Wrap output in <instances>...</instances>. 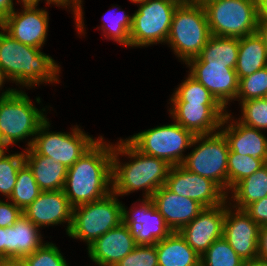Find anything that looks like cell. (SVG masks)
I'll list each match as a JSON object with an SVG mask.
<instances>
[{
	"instance_id": "cell-7",
	"label": "cell",
	"mask_w": 267,
	"mask_h": 266,
	"mask_svg": "<svg viewBox=\"0 0 267 266\" xmlns=\"http://www.w3.org/2000/svg\"><path fill=\"white\" fill-rule=\"evenodd\" d=\"M191 146L195 148L185 155L182 166L214 181L227 194L229 145L224 134L219 130L212 134L195 135Z\"/></svg>"
},
{
	"instance_id": "cell-19",
	"label": "cell",
	"mask_w": 267,
	"mask_h": 266,
	"mask_svg": "<svg viewBox=\"0 0 267 266\" xmlns=\"http://www.w3.org/2000/svg\"><path fill=\"white\" fill-rule=\"evenodd\" d=\"M186 65L190 68L189 74L199 81L225 109L229 102L236 100L239 79L235 68L217 64Z\"/></svg>"
},
{
	"instance_id": "cell-40",
	"label": "cell",
	"mask_w": 267,
	"mask_h": 266,
	"mask_svg": "<svg viewBox=\"0 0 267 266\" xmlns=\"http://www.w3.org/2000/svg\"><path fill=\"white\" fill-rule=\"evenodd\" d=\"M22 215V210L11 201L0 200V227L12 226Z\"/></svg>"
},
{
	"instance_id": "cell-50",
	"label": "cell",
	"mask_w": 267,
	"mask_h": 266,
	"mask_svg": "<svg viewBox=\"0 0 267 266\" xmlns=\"http://www.w3.org/2000/svg\"><path fill=\"white\" fill-rule=\"evenodd\" d=\"M211 1H214V0H192V2L200 4L202 6H204L205 4H207V3L211 2Z\"/></svg>"
},
{
	"instance_id": "cell-32",
	"label": "cell",
	"mask_w": 267,
	"mask_h": 266,
	"mask_svg": "<svg viewBox=\"0 0 267 266\" xmlns=\"http://www.w3.org/2000/svg\"><path fill=\"white\" fill-rule=\"evenodd\" d=\"M243 263L224 237L214 241L200 256L201 266H243Z\"/></svg>"
},
{
	"instance_id": "cell-54",
	"label": "cell",
	"mask_w": 267,
	"mask_h": 266,
	"mask_svg": "<svg viewBox=\"0 0 267 266\" xmlns=\"http://www.w3.org/2000/svg\"><path fill=\"white\" fill-rule=\"evenodd\" d=\"M178 1L179 3H189V2H192V0H176Z\"/></svg>"
},
{
	"instance_id": "cell-24",
	"label": "cell",
	"mask_w": 267,
	"mask_h": 266,
	"mask_svg": "<svg viewBox=\"0 0 267 266\" xmlns=\"http://www.w3.org/2000/svg\"><path fill=\"white\" fill-rule=\"evenodd\" d=\"M25 149L24 162L32 170L40 189L42 191L63 190L68 168L50 157L39 155L32 147Z\"/></svg>"
},
{
	"instance_id": "cell-28",
	"label": "cell",
	"mask_w": 267,
	"mask_h": 266,
	"mask_svg": "<svg viewBox=\"0 0 267 266\" xmlns=\"http://www.w3.org/2000/svg\"><path fill=\"white\" fill-rule=\"evenodd\" d=\"M230 205L237 209L244 210L248 205L255 201L267 197V168L263 166L252 175L243 178L231 189ZM236 202V203H235Z\"/></svg>"
},
{
	"instance_id": "cell-48",
	"label": "cell",
	"mask_w": 267,
	"mask_h": 266,
	"mask_svg": "<svg viewBox=\"0 0 267 266\" xmlns=\"http://www.w3.org/2000/svg\"><path fill=\"white\" fill-rule=\"evenodd\" d=\"M41 0H17V3H22L21 5H37Z\"/></svg>"
},
{
	"instance_id": "cell-8",
	"label": "cell",
	"mask_w": 267,
	"mask_h": 266,
	"mask_svg": "<svg viewBox=\"0 0 267 266\" xmlns=\"http://www.w3.org/2000/svg\"><path fill=\"white\" fill-rule=\"evenodd\" d=\"M204 9L211 35L241 38L257 31L256 0H214Z\"/></svg>"
},
{
	"instance_id": "cell-44",
	"label": "cell",
	"mask_w": 267,
	"mask_h": 266,
	"mask_svg": "<svg viewBox=\"0 0 267 266\" xmlns=\"http://www.w3.org/2000/svg\"><path fill=\"white\" fill-rule=\"evenodd\" d=\"M256 33L262 38L267 48V19H258Z\"/></svg>"
},
{
	"instance_id": "cell-42",
	"label": "cell",
	"mask_w": 267,
	"mask_h": 266,
	"mask_svg": "<svg viewBox=\"0 0 267 266\" xmlns=\"http://www.w3.org/2000/svg\"><path fill=\"white\" fill-rule=\"evenodd\" d=\"M258 258L267 261V226H262L258 241Z\"/></svg>"
},
{
	"instance_id": "cell-11",
	"label": "cell",
	"mask_w": 267,
	"mask_h": 266,
	"mask_svg": "<svg viewBox=\"0 0 267 266\" xmlns=\"http://www.w3.org/2000/svg\"><path fill=\"white\" fill-rule=\"evenodd\" d=\"M48 120L39 127L31 147L39 155L50 157L66 168L75 164L100 138L93 139L77 125L69 133L49 131Z\"/></svg>"
},
{
	"instance_id": "cell-52",
	"label": "cell",
	"mask_w": 267,
	"mask_h": 266,
	"mask_svg": "<svg viewBox=\"0 0 267 266\" xmlns=\"http://www.w3.org/2000/svg\"><path fill=\"white\" fill-rule=\"evenodd\" d=\"M10 264L3 258L0 257V266H9Z\"/></svg>"
},
{
	"instance_id": "cell-49",
	"label": "cell",
	"mask_w": 267,
	"mask_h": 266,
	"mask_svg": "<svg viewBox=\"0 0 267 266\" xmlns=\"http://www.w3.org/2000/svg\"><path fill=\"white\" fill-rule=\"evenodd\" d=\"M6 149V150H5ZM8 150V146L2 141V140H0V158L4 155V154H6L7 151Z\"/></svg>"
},
{
	"instance_id": "cell-3",
	"label": "cell",
	"mask_w": 267,
	"mask_h": 266,
	"mask_svg": "<svg viewBox=\"0 0 267 266\" xmlns=\"http://www.w3.org/2000/svg\"><path fill=\"white\" fill-rule=\"evenodd\" d=\"M0 29V70L7 82L13 81L23 88L59 83L61 69L51 56L15 40L1 26Z\"/></svg>"
},
{
	"instance_id": "cell-43",
	"label": "cell",
	"mask_w": 267,
	"mask_h": 266,
	"mask_svg": "<svg viewBox=\"0 0 267 266\" xmlns=\"http://www.w3.org/2000/svg\"><path fill=\"white\" fill-rule=\"evenodd\" d=\"M14 8L13 0H0V23L15 10Z\"/></svg>"
},
{
	"instance_id": "cell-27",
	"label": "cell",
	"mask_w": 267,
	"mask_h": 266,
	"mask_svg": "<svg viewBox=\"0 0 267 266\" xmlns=\"http://www.w3.org/2000/svg\"><path fill=\"white\" fill-rule=\"evenodd\" d=\"M265 67H267V48L262 38L257 33L239 38L235 67L238 79L252 75Z\"/></svg>"
},
{
	"instance_id": "cell-23",
	"label": "cell",
	"mask_w": 267,
	"mask_h": 266,
	"mask_svg": "<svg viewBox=\"0 0 267 266\" xmlns=\"http://www.w3.org/2000/svg\"><path fill=\"white\" fill-rule=\"evenodd\" d=\"M39 227L22 215L12 226L5 228L4 259L17 264L44 243Z\"/></svg>"
},
{
	"instance_id": "cell-1",
	"label": "cell",
	"mask_w": 267,
	"mask_h": 266,
	"mask_svg": "<svg viewBox=\"0 0 267 266\" xmlns=\"http://www.w3.org/2000/svg\"><path fill=\"white\" fill-rule=\"evenodd\" d=\"M113 144L99 140L67 169L63 191L72 207L104 198L112 192Z\"/></svg>"
},
{
	"instance_id": "cell-53",
	"label": "cell",
	"mask_w": 267,
	"mask_h": 266,
	"mask_svg": "<svg viewBox=\"0 0 267 266\" xmlns=\"http://www.w3.org/2000/svg\"><path fill=\"white\" fill-rule=\"evenodd\" d=\"M132 3H136V4H138V3H141V2H145V1H147V0H130Z\"/></svg>"
},
{
	"instance_id": "cell-13",
	"label": "cell",
	"mask_w": 267,
	"mask_h": 266,
	"mask_svg": "<svg viewBox=\"0 0 267 266\" xmlns=\"http://www.w3.org/2000/svg\"><path fill=\"white\" fill-rule=\"evenodd\" d=\"M227 203L228 200L225 202L223 237L244 261L257 259L261 227L244 210Z\"/></svg>"
},
{
	"instance_id": "cell-6",
	"label": "cell",
	"mask_w": 267,
	"mask_h": 266,
	"mask_svg": "<svg viewBox=\"0 0 267 266\" xmlns=\"http://www.w3.org/2000/svg\"><path fill=\"white\" fill-rule=\"evenodd\" d=\"M113 192L102 199L73 207L72 226L68 233L91 245L100 236L123 222V204Z\"/></svg>"
},
{
	"instance_id": "cell-36",
	"label": "cell",
	"mask_w": 267,
	"mask_h": 266,
	"mask_svg": "<svg viewBox=\"0 0 267 266\" xmlns=\"http://www.w3.org/2000/svg\"><path fill=\"white\" fill-rule=\"evenodd\" d=\"M266 93L267 67L239 79V90L236 99L243 102L250 99L264 98Z\"/></svg>"
},
{
	"instance_id": "cell-30",
	"label": "cell",
	"mask_w": 267,
	"mask_h": 266,
	"mask_svg": "<svg viewBox=\"0 0 267 266\" xmlns=\"http://www.w3.org/2000/svg\"><path fill=\"white\" fill-rule=\"evenodd\" d=\"M264 166L262 159H254L247 155H240L233 151L228 153L227 167V195L230 189L243 178L252 175Z\"/></svg>"
},
{
	"instance_id": "cell-55",
	"label": "cell",
	"mask_w": 267,
	"mask_h": 266,
	"mask_svg": "<svg viewBox=\"0 0 267 266\" xmlns=\"http://www.w3.org/2000/svg\"><path fill=\"white\" fill-rule=\"evenodd\" d=\"M264 166L267 168V155H266V158L264 160Z\"/></svg>"
},
{
	"instance_id": "cell-35",
	"label": "cell",
	"mask_w": 267,
	"mask_h": 266,
	"mask_svg": "<svg viewBox=\"0 0 267 266\" xmlns=\"http://www.w3.org/2000/svg\"><path fill=\"white\" fill-rule=\"evenodd\" d=\"M17 264L19 266H69L58 247L52 242L44 243Z\"/></svg>"
},
{
	"instance_id": "cell-56",
	"label": "cell",
	"mask_w": 267,
	"mask_h": 266,
	"mask_svg": "<svg viewBox=\"0 0 267 266\" xmlns=\"http://www.w3.org/2000/svg\"><path fill=\"white\" fill-rule=\"evenodd\" d=\"M9 266H19L18 264H10Z\"/></svg>"
},
{
	"instance_id": "cell-33",
	"label": "cell",
	"mask_w": 267,
	"mask_h": 266,
	"mask_svg": "<svg viewBox=\"0 0 267 266\" xmlns=\"http://www.w3.org/2000/svg\"><path fill=\"white\" fill-rule=\"evenodd\" d=\"M109 12H111L110 9L102 19L106 21L101 26V30L105 34L104 37L114 40L123 46L130 47V31L133 16L126 15L124 11L122 13H120L121 11L115 14L113 13L114 15Z\"/></svg>"
},
{
	"instance_id": "cell-25",
	"label": "cell",
	"mask_w": 267,
	"mask_h": 266,
	"mask_svg": "<svg viewBox=\"0 0 267 266\" xmlns=\"http://www.w3.org/2000/svg\"><path fill=\"white\" fill-rule=\"evenodd\" d=\"M158 266H199L200 255L192 249L179 232L156 244Z\"/></svg>"
},
{
	"instance_id": "cell-10",
	"label": "cell",
	"mask_w": 267,
	"mask_h": 266,
	"mask_svg": "<svg viewBox=\"0 0 267 266\" xmlns=\"http://www.w3.org/2000/svg\"><path fill=\"white\" fill-rule=\"evenodd\" d=\"M179 4L176 0H147L138 3V10L132 14L130 47L166 44L173 14Z\"/></svg>"
},
{
	"instance_id": "cell-41",
	"label": "cell",
	"mask_w": 267,
	"mask_h": 266,
	"mask_svg": "<svg viewBox=\"0 0 267 266\" xmlns=\"http://www.w3.org/2000/svg\"><path fill=\"white\" fill-rule=\"evenodd\" d=\"M244 211L260 227L267 226V197L248 205Z\"/></svg>"
},
{
	"instance_id": "cell-2",
	"label": "cell",
	"mask_w": 267,
	"mask_h": 266,
	"mask_svg": "<svg viewBox=\"0 0 267 266\" xmlns=\"http://www.w3.org/2000/svg\"><path fill=\"white\" fill-rule=\"evenodd\" d=\"M120 156H128L129 162H120ZM172 166L166 161L137 150L127 139L113 144L112 192L118 196L144 190V198L165 185Z\"/></svg>"
},
{
	"instance_id": "cell-26",
	"label": "cell",
	"mask_w": 267,
	"mask_h": 266,
	"mask_svg": "<svg viewBox=\"0 0 267 266\" xmlns=\"http://www.w3.org/2000/svg\"><path fill=\"white\" fill-rule=\"evenodd\" d=\"M239 50V38L212 35L200 54L186 64H217L235 68Z\"/></svg>"
},
{
	"instance_id": "cell-47",
	"label": "cell",
	"mask_w": 267,
	"mask_h": 266,
	"mask_svg": "<svg viewBox=\"0 0 267 266\" xmlns=\"http://www.w3.org/2000/svg\"><path fill=\"white\" fill-rule=\"evenodd\" d=\"M5 228L0 227V257L4 259Z\"/></svg>"
},
{
	"instance_id": "cell-17",
	"label": "cell",
	"mask_w": 267,
	"mask_h": 266,
	"mask_svg": "<svg viewBox=\"0 0 267 266\" xmlns=\"http://www.w3.org/2000/svg\"><path fill=\"white\" fill-rule=\"evenodd\" d=\"M224 220L225 203L207 207L184 226L179 233L201 256L214 241L223 237Z\"/></svg>"
},
{
	"instance_id": "cell-31",
	"label": "cell",
	"mask_w": 267,
	"mask_h": 266,
	"mask_svg": "<svg viewBox=\"0 0 267 266\" xmlns=\"http://www.w3.org/2000/svg\"><path fill=\"white\" fill-rule=\"evenodd\" d=\"M170 98L171 103L220 104L213 95L190 74L175 88Z\"/></svg>"
},
{
	"instance_id": "cell-9",
	"label": "cell",
	"mask_w": 267,
	"mask_h": 266,
	"mask_svg": "<svg viewBox=\"0 0 267 266\" xmlns=\"http://www.w3.org/2000/svg\"><path fill=\"white\" fill-rule=\"evenodd\" d=\"M195 135L175 121L136 133L126 138L140 152L162 159L170 164L182 165L184 150L191 148Z\"/></svg>"
},
{
	"instance_id": "cell-14",
	"label": "cell",
	"mask_w": 267,
	"mask_h": 266,
	"mask_svg": "<svg viewBox=\"0 0 267 266\" xmlns=\"http://www.w3.org/2000/svg\"><path fill=\"white\" fill-rule=\"evenodd\" d=\"M37 5H23L22 11H13L0 26L22 44L41 49L47 39L49 16Z\"/></svg>"
},
{
	"instance_id": "cell-22",
	"label": "cell",
	"mask_w": 267,
	"mask_h": 266,
	"mask_svg": "<svg viewBox=\"0 0 267 266\" xmlns=\"http://www.w3.org/2000/svg\"><path fill=\"white\" fill-rule=\"evenodd\" d=\"M220 131L228 142L229 151L240 155H249L254 159L265 160L267 155V137L262 134L261 130L246 126L237 119L234 120L233 117L231 119V114L227 111L221 123Z\"/></svg>"
},
{
	"instance_id": "cell-20",
	"label": "cell",
	"mask_w": 267,
	"mask_h": 266,
	"mask_svg": "<svg viewBox=\"0 0 267 266\" xmlns=\"http://www.w3.org/2000/svg\"><path fill=\"white\" fill-rule=\"evenodd\" d=\"M133 230L123 222L88 246V255L98 266H114L135 249Z\"/></svg>"
},
{
	"instance_id": "cell-16",
	"label": "cell",
	"mask_w": 267,
	"mask_h": 266,
	"mask_svg": "<svg viewBox=\"0 0 267 266\" xmlns=\"http://www.w3.org/2000/svg\"><path fill=\"white\" fill-rule=\"evenodd\" d=\"M170 115L173 121L194 135L218 132L227 109L221 104L171 103ZM217 130V131H216Z\"/></svg>"
},
{
	"instance_id": "cell-15",
	"label": "cell",
	"mask_w": 267,
	"mask_h": 266,
	"mask_svg": "<svg viewBox=\"0 0 267 266\" xmlns=\"http://www.w3.org/2000/svg\"><path fill=\"white\" fill-rule=\"evenodd\" d=\"M129 210L123 204V223L133 230L137 245H155L172 233L151 198H142Z\"/></svg>"
},
{
	"instance_id": "cell-34",
	"label": "cell",
	"mask_w": 267,
	"mask_h": 266,
	"mask_svg": "<svg viewBox=\"0 0 267 266\" xmlns=\"http://www.w3.org/2000/svg\"><path fill=\"white\" fill-rule=\"evenodd\" d=\"M24 163V151L21 153L4 154L0 158V193L7 199L14 189L18 169Z\"/></svg>"
},
{
	"instance_id": "cell-45",
	"label": "cell",
	"mask_w": 267,
	"mask_h": 266,
	"mask_svg": "<svg viewBox=\"0 0 267 266\" xmlns=\"http://www.w3.org/2000/svg\"><path fill=\"white\" fill-rule=\"evenodd\" d=\"M257 1V17L258 19H267V0Z\"/></svg>"
},
{
	"instance_id": "cell-46",
	"label": "cell",
	"mask_w": 267,
	"mask_h": 266,
	"mask_svg": "<svg viewBox=\"0 0 267 266\" xmlns=\"http://www.w3.org/2000/svg\"><path fill=\"white\" fill-rule=\"evenodd\" d=\"M243 266H267V261L257 258L249 261H244Z\"/></svg>"
},
{
	"instance_id": "cell-18",
	"label": "cell",
	"mask_w": 267,
	"mask_h": 266,
	"mask_svg": "<svg viewBox=\"0 0 267 266\" xmlns=\"http://www.w3.org/2000/svg\"><path fill=\"white\" fill-rule=\"evenodd\" d=\"M22 213L39 228L67 222L68 235L72 226L73 207L63 190L42 191Z\"/></svg>"
},
{
	"instance_id": "cell-38",
	"label": "cell",
	"mask_w": 267,
	"mask_h": 266,
	"mask_svg": "<svg viewBox=\"0 0 267 266\" xmlns=\"http://www.w3.org/2000/svg\"><path fill=\"white\" fill-rule=\"evenodd\" d=\"M114 266H158L156 245H137Z\"/></svg>"
},
{
	"instance_id": "cell-4",
	"label": "cell",
	"mask_w": 267,
	"mask_h": 266,
	"mask_svg": "<svg viewBox=\"0 0 267 266\" xmlns=\"http://www.w3.org/2000/svg\"><path fill=\"white\" fill-rule=\"evenodd\" d=\"M45 110L36 108L21 89L3 90L0 95V140L10 147L32 136L27 142V148H30L39 127L47 120Z\"/></svg>"
},
{
	"instance_id": "cell-21",
	"label": "cell",
	"mask_w": 267,
	"mask_h": 266,
	"mask_svg": "<svg viewBox=\"0 0 267 266\" xmlns=\"http://www.w3.org/2000/svg\"><path fill=\"white\" fill-rule=\"evenodd\" d=\"M151 199L172 232H179L204 209L200 203L179 196L165 185L157 189Z\"/></svg>"
},
{
	"instance_id": "cell-51",
	"label": "cell",
	"mask_w": 267,
	"mask_h": 266,
	"mask_svg": "<svg viewBox=\"0 0 267 266\" xmlns=\"http://www.w3.org/2000/svg\"><path fill=\"white\" fill-rule=\"evenodd\" d=\"M7 80L5 79L2 71L0 70V90L2 89V87L4 86L3 84H5L4 82H6Z\"/></svg>"
},
{
	"instance_id": "cell-37",
	"label": "cell",
	"mask_w": 267,
	"mask_h": 266,
	"mask_svg": "<svg viewBox=\"0 0 267 266\" xmlns=\"http://www.w3.org/2000/svg\"><path fill=\"white\" fill-rule=\"evenodd\" d=\"M239 103L242 113L238 118L239 122L261 131L267 129V101L264 98L250 99Z\"/></svg>"
},
{
	"instance_id": "cell-5",
	"label": "cell",
	"mask_w": 267,
	"mask_h": 266,
	"mask_svg": "<svg viewBox=\"0 0 267 266\" xmlns=\"http://www.w3.org/2000/svg\"><path fill=\"white\" fill-rule=\"evenodd\" d=\"M211 36L204 6L180 3L173 14L166 43L186 64L200 54Z\"/></svg>"
},
{
	"instance_id": "cell-12",
	"label": "cell",
	"mask_w": 267,
	"mask_h": 266,
	"mask_svg": "<svg viewBox=\"0 0 267 266\" xmlns=\"http://www.w3.org/2000/svg\"><path fill=\"white\" fill-rule=\"evenodd\" d=\"M165 186L179 196L195 200L204 208L224 204L228 197L214 181L192 173L182 165L170 168Z\"/></svg>"
},
{
	"instance_id": "cell-39",
	"label": "cell",
	"mask_w": 267,
	"mask_h": 266,
	"mask_svg": "<svg viewBox=\"0 0 267 266\" xmlns=\"http://www.w3.org/2000/svg\"><path fill=\"white\" fill-rule=\"evenodd\" d=\"M82 0H46V4H54L59 7H64V8H70L72 9V14L75 15V24L76 28L78 30V34L82 35L86 32H84V17H83V10H82Z\"/></svg>"
},
{
	"instance_id": "cell-29",
	"label": "cell",
	"mask_w": 267,
	"mask_h": 266,
	"mask_svg": "<svg viewBox=\"0 0 267 266\" xmlns=\"http://www.w3.org/2000/svg\"><path fill=\"white\" fill-rule=\"evenodd\" d=\"M41 192L42 190L36 183L32 170L24 162L18 169L17 180L12 194L6 200H10L23 211Z\"/></svg>"
}]
</instances>
